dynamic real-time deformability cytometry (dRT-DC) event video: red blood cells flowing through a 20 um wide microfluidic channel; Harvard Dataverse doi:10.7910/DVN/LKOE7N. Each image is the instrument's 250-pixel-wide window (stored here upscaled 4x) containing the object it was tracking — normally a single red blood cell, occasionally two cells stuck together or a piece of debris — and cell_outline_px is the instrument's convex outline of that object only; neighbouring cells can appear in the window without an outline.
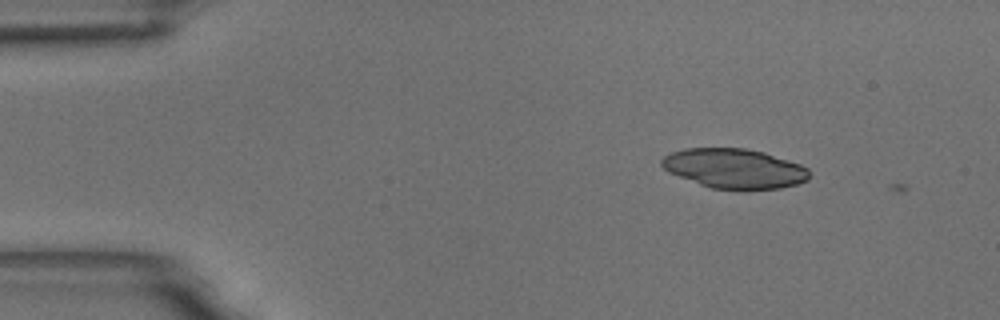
{"species": "common noctule bat (a hibernating species)", "species_latin": "Nyctalus noctula", "temperature_condition": "room temperature", "stored_images_in_passage": 3, "camera_frame_rate_fps": 3000, "um_per_image_px": 0.085, "animal": {"sex": "male", "body_mass_g": 18.8}, "frame": {"image": 1, "passage_image": 1, "time_ms": 0.0, "image_size_px": [1000, 320], "cell_outline_px": [[808, 180], [796, 184], [780, 188], [744, 192], [712, 188], [700, 184], [668, 172], [660, 164], [660, 160], [664, 156], [672, 152], [684, 148], [744, 148], [764, 152], [800, 164], [808, 168]], "centroid_in_image_um": [62.42, 14.35], "position_along_channel_um": 22.6, "area_um2": 34.62}}